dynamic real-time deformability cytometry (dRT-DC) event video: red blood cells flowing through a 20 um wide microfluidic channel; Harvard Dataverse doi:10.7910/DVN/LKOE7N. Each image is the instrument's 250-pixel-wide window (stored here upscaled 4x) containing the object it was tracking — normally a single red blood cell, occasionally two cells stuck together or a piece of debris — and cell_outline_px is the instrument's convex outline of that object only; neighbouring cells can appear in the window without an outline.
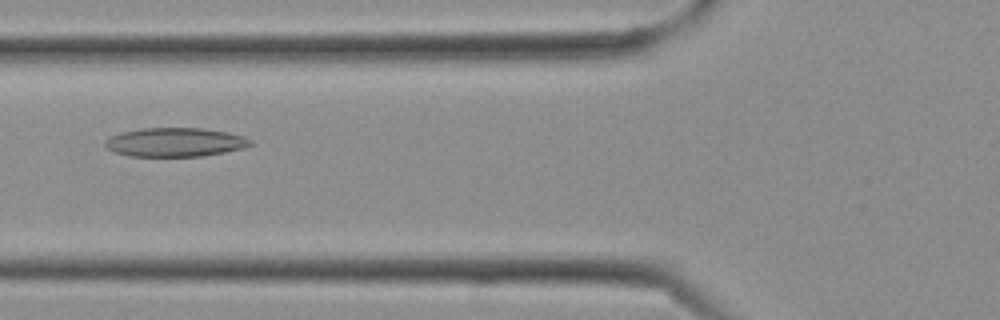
{"species": "Egyptian fruit bat (a non-hibernating species)", "species_latin": "Rousettus aegyptiacus", "temperature_condition": "cold", "stored_images_in_passage": 9, "camera_frame_rate_fps": 3000, "um_per_image_px": 0.085, "frame": {"image": 1, "passage_image": 6, "time_ms": 1.667, "image_size_px": [1000, 320], "cell_outline_px": [[252, 144], [244, 148], [204, 156], [128, 156], [112, 152], [104, 144], [104, 140], [112, 136], [124, 132], [144, 128], [200, 128], [228, 132], [244, 136], [252, 140]], "centroid_in_image_um": [14.9, 12.09], "position_along_channel_um": 110.9, "area_um2": 24.45}}
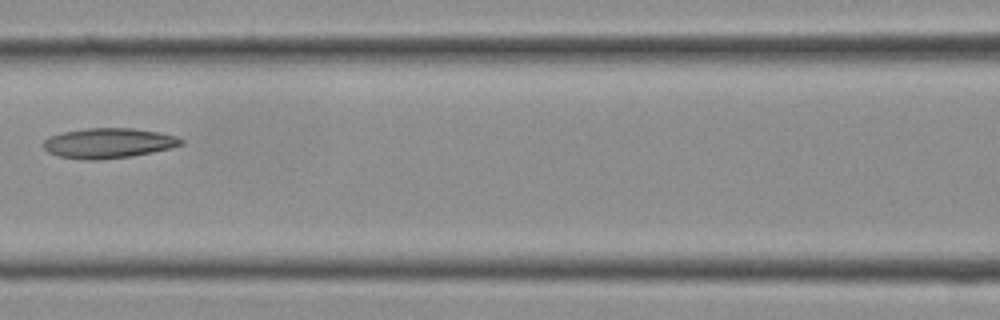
{"frame": {"image": 2, "passage_image": 8, "time_ms": 2.333, "image_size_px": [1000, 320], "cell_outline_px": [[184, 144], [152, 152], [132, 156], [100, 160], [80, 160], [60, 156], [48, 152], [40, 144], [48, 136], [64, 132], [88, 128], [132, 128], [160, 132], [176, 136], [184, 140]], "centroid_in_image_um": [9.19, 12.17], "position_along_channel_um": 157.4, "area_um2": 24.28}}